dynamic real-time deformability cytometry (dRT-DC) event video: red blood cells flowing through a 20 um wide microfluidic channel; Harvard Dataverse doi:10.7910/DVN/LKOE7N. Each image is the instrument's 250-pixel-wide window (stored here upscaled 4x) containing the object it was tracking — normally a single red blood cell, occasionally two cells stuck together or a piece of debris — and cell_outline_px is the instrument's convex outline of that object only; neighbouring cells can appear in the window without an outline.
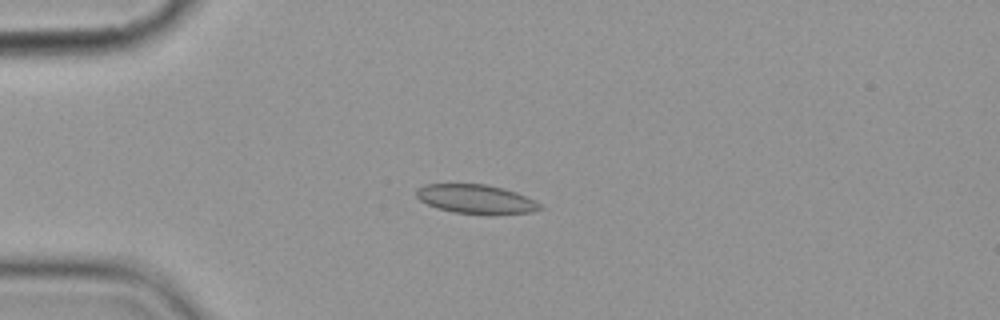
{"species": "common noctule bat (a hibernating species)", "species_latin": "Nyctalus noctula", "temperature_condition": "cold", "stored_images_in_passage": 11, "camera_frame_rate_fps": 3000, "um_per_image_px": 0.085, "animal": {"sex": "female", "body_mass_g": 19.9}, "frame": {"image": 1, "passage_image": 4, "time_ms": 4.333, "image_size_px": [1000, 320], "cell_outline_px": [[544, 208], [532, 212], [492, 216], [452, 212], [436, 208], [420, 200], [416, 196], [416, 188], [424, 184], [484, 184], [504, 188], [516, 192], [536, 200]], "centroid_in_image_um": [40.49, 16.95], "position_along_channel_um": 44.5, "area_um2": 21.5}}
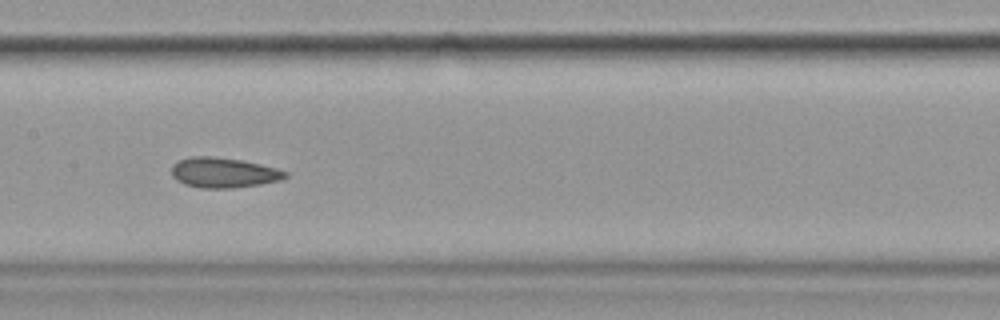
{"frame": {"image": 2, "passage_image": 8, "time_ms": 9.0, "image_size_px": [1000, 320], "cell_outline_px": [[288, 176], [280, 180], [260, 184], [232, 188], [200, 188], [184, 184], [176, 180], [172, 176], [172, 164], [176, 160], [192, 156], [212, 156], [240, 160], [260, 164], [276, 168], [288, 172]], "centroid_in_image_um": [18.97, 14.67], "position_along_channel_um": 188.4, "area_um2": 20.06}}
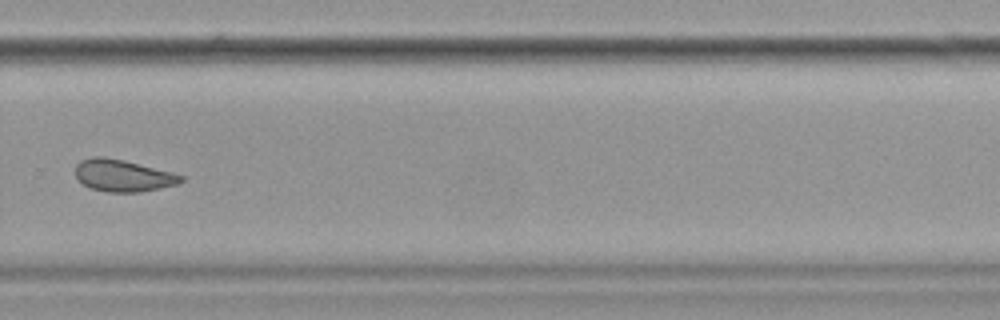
{"frame": {"image": 3, "passage_image": 11, "time_ms": 12.667, "image_size_px": [1000, 320], "cell_outline_px": [[184, 180], [176, 184], [140, 192], [108, 192], [92, 188], [76, 180], [76, 164], [80, 160], [92, 156], [104, 156], [124, 160], [184, 176]], "centroid_in_image_um": [10.39, 14.91], "position_along_channel_um": 319.4, "area_um2": 19.48}}